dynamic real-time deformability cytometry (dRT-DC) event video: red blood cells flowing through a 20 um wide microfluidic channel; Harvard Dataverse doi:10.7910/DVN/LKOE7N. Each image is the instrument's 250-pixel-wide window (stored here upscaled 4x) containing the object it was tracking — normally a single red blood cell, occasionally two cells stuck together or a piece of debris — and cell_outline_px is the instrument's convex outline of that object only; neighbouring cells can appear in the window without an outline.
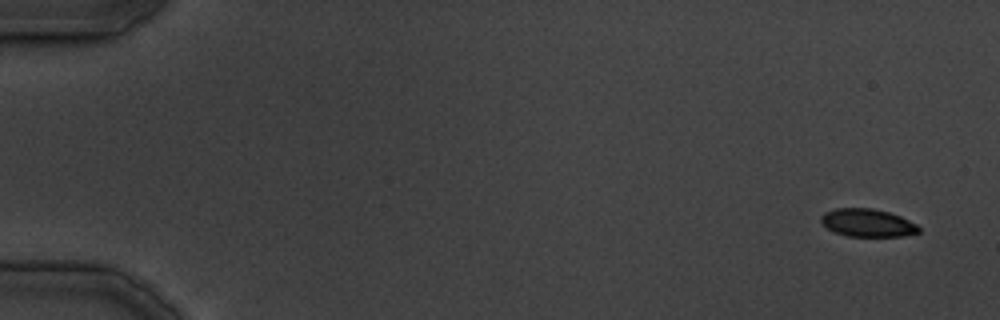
{"species": "common noctule bat (a hibernating species)", "species_latin": "Nyctalus noctula", "temperature_condition": "cold", "stored_images_in_passage": 37, "camera_frame_rate_fps": 3000, "um_per_image_px": 0.085, "animal": {"sex": "male", "body_mass_g": 19.5, "forearm_length_mm": 54.6}, "frame": {"image": 1, "passage_image": 1, "time_ms": 0.0, "image_size_px": [1000, 320], "cell_outline_px": [[920, 232], [904, 236], [848, 236], [836, 232], [820, 224], [820, 216], [824, 212], [836, 208], [872, 208], [888, 212], [900, 216], [916, 224], [920, 228]], "centroid_in_image_um": [73.71, 18.93], "position_along_channel_um": 11.3, "area_um2": 15.9}}
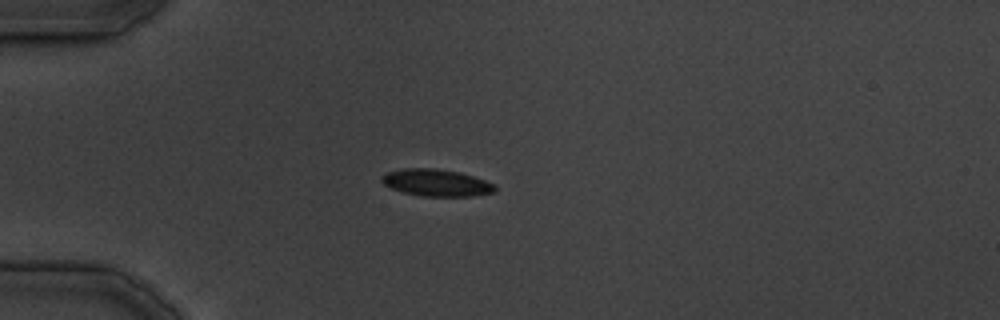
{"frame": {"image": 2, "passage_image": 10, "time_ms": 11.0, "image_size_px": [1000, 320], "cell_outline_px": [[496, 192], [472, 196], [420, 196], [404, 192], [392, 188], [384, 184], [380, 180], [380, 176], [388, 172], [404, 168], [432, 168], [460, 172], [496, 184]], "centroid_in_image_um": [37.1, 15.53], "position_along_channel_um": 47.9, "area_um2": 17.8}}
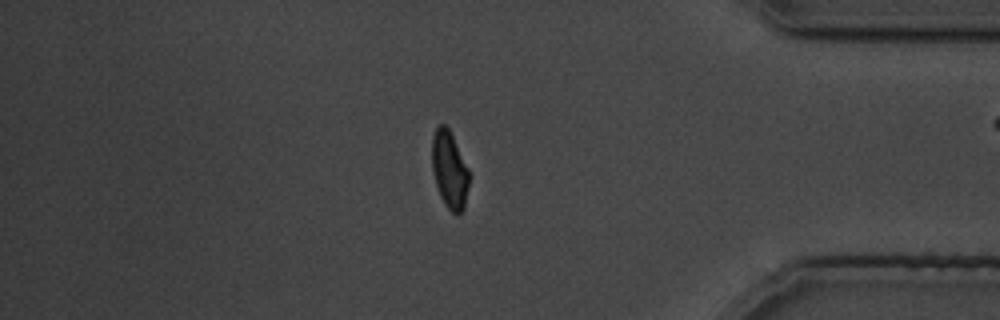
{"frame": {"image": 3, "passage_image": 33, "time_ms": 38.0, "image_size_px": [1000, 320], "cell_outline_px": [[468, 188], [464, 208], [460, 212], [452, 212], [444, 204], [440, 196], [436, 184], [432, 168], [432, 136], [436, 128], [440, 124], [444, 124], [448, 128], [468, 168]], "centroid_in_image_um": [38.19, 14.43], "position_along_channel_um": 397.0, "area_um2": 16.36}}